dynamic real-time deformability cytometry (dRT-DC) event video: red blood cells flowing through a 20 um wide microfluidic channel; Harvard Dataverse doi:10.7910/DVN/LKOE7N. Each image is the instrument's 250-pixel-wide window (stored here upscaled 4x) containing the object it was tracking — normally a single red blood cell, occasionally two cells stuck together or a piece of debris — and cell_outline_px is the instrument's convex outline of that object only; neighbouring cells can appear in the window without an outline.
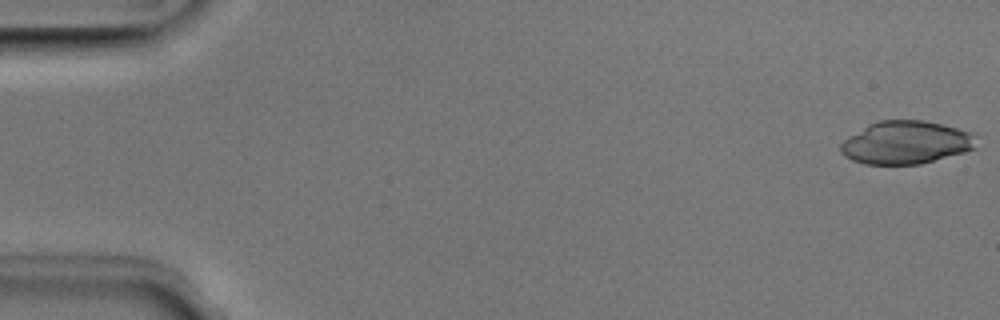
{"species": "Egyptian fruit bat (a non-hibernating species)", "species_latin": "Rousettus aegyptiacus", "temperature_condition": "room temperature", "stored_images_in_passage": 50, "camera_frame_rate_fps": 3000, "um_per_image_px": 0.085, "animal": {"sex": "male"}, "frame": {"image": 1, "passage_image": 1, "time_ms": 0.0, "image_size_px": [1000, 320], "cell_outline_px": [[976, 148], [964, 152], [920, 164], [864, 164], [852, 160], [844, 156], [840, 152], [840, 144], [848, 136], [868, 124], [880, 120], [924, 120], [972, 132]], "centroid_in_image_um": [76.96, 12.11], "position_along_channel_um": 8.0, "area_um2": 33.87}}